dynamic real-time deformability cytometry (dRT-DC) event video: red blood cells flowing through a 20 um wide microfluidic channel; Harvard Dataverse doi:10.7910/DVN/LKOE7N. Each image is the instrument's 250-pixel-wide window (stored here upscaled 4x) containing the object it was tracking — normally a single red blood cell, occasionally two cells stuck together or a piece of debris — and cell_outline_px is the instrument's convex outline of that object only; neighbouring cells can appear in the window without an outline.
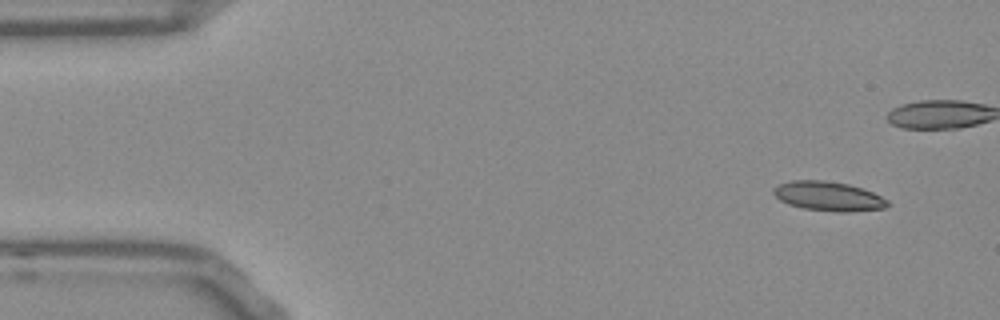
{"species": "Egyptian fruit bat (a non-hibernating species)", "species_latin": "Rousettus aegyptiacus", "temperature_condition": "room temperature", "stored_images_in_passage": 51, "camera_frame_rate_fps": 3000, "um_per_image_px": 0.085, "frame": {"image": 1, "passage_image": 1, "time_ms": 0.0, "image_size_px": [1000, 320], "cell_outline_px": [[888, 204], [884, 208], [844, 212], [804, 208], [788, 204], [780, 200], [772, 192], [772, 188], [780, 184], [792, 180], [824, 180], [848, 184], [872, 192], [888, 200]], "centroid_in_image_um": [70.38, 16.66], "position_along_channel_um": 14.6, "area_um2": 19.19}}
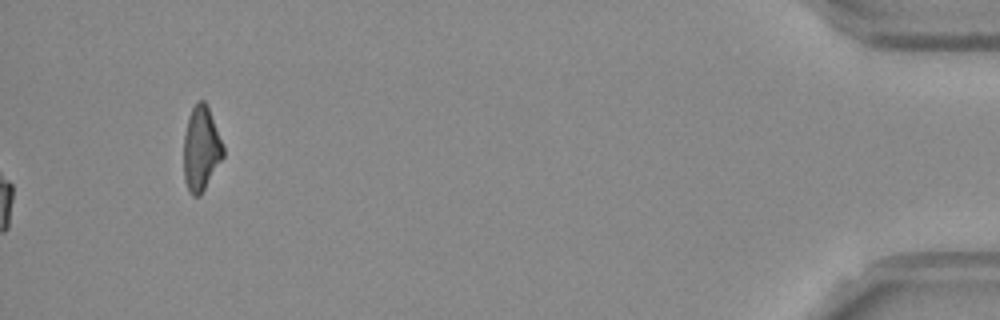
{"frame": {"image": 2, "passage_image": 51, "time_ms": 16.667, "image_size_px": [1000, 320], "cell_outline_px": [[224, 156], [200, 196], [192, 196], [188, 192], [184, 180], [184, 136], [188, 116], [196, 100], [204, 100], [208, 104], [224, 144]], "centroid_in_image_um": [17.1, 12.6], "position_along_channel_um": 418.1, "area_um2": 19.88}, "authors_computed_cell_mechanics": {"area_um2": 19.0162, "velocity_mm_per_s": 3.8141, "shape_relaxation_time_tau1_ms": null, "shape_relaxation_time_tau2_ms": 4.3126, "deformation_change_tau1": null, "deformation_change_tau2": 0.1078}}